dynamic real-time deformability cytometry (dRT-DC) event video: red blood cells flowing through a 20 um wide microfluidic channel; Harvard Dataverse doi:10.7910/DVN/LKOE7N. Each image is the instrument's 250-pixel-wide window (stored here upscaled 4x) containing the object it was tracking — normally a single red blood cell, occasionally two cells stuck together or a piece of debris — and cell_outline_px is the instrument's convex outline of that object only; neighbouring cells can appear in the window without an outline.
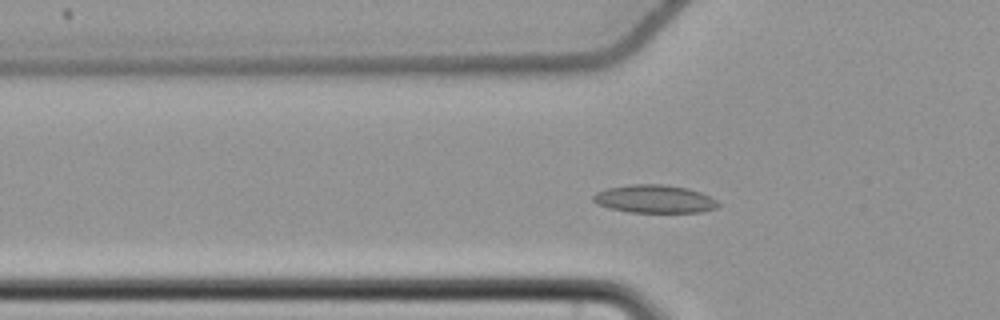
{"species": "common noctule bat (a hibernating species)", "species_latin": "Nyctalus noctula", "temperature_condition": "cold", "stored_images_in_passage": 19, "camera_frame_rate_fps": 3000, "um_per_image_px": 0.085, "animal": {"sex": "female", "body_mass_g": 22.7, "forearm_length_mm": 54.2}, "frame": {"image": 1, "passage_image": 16, "time_ms": 5.0, "image_size_px": [1000, 320], "cell_outline_px": [[720, 204], [716, 208], [700, 212], [628, 212], [596, 204], [592, 200], [592, 196], [596, 192], [608, 188], [628, 184], [660, 184], [688, 188], [700, 192], [716, 200]], "centroid_in_image_um": [55.61, 16.91], "position_along_channel_um": 70.2, "area_um2": 20.35}}